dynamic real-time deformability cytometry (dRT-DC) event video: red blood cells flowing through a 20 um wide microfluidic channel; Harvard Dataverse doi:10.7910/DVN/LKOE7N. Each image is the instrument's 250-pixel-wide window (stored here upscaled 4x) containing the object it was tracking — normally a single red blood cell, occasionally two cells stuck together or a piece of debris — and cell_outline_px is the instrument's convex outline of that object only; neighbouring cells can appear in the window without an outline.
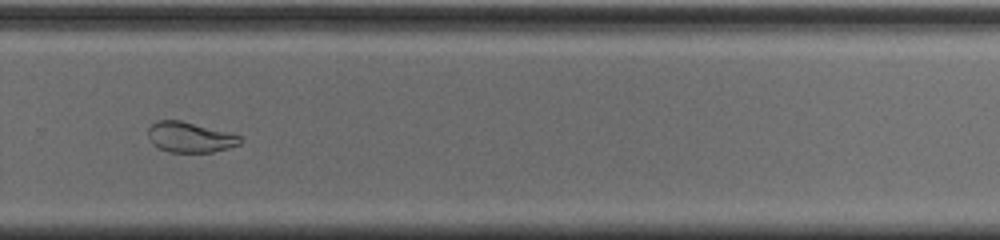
{"species": "common noctule bat (a hibernating species)", "species_latin": "Nyctalus noctula", "temperature_condition": "cold", "stored_images_in_passage": 42, "segment_of_instrument_passage": [1, 2], "camera_frame_rate_fps": 3000, "um_per_image_px": 0.085, "animal": {"sex": "male", "body_mass_g": 20.0, "forearm_length_mm": 53.3}, "frame": {"image": 1, "passage_image": 24, "time_ms": 7.667, "image_size_px": [1000, 240], "cell_outline_px": [[240, 144], [228, 148], [212, 152], [168, 152], [152, 144], [148, 136], [148, 128], [156, 120], [180, 120], [236, 132], [240, 136]], "centroid_in_image_um": [16.18, 11.64], "position_along_channel_um": 313.6, "area_um2": 16.65}}